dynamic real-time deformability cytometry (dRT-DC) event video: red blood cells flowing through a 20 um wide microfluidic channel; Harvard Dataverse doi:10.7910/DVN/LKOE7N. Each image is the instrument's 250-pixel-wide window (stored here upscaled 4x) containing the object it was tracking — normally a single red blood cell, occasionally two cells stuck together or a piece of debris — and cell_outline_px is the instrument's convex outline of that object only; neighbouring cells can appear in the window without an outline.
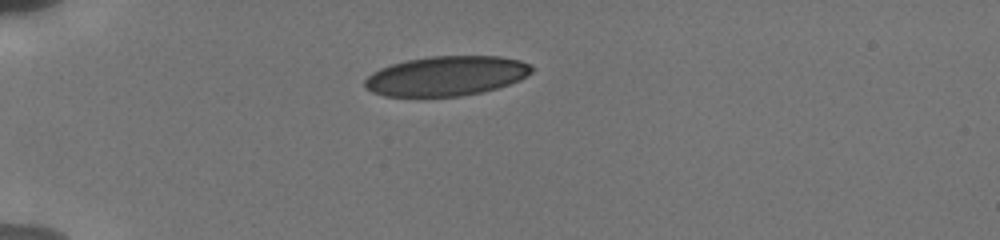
{"species": "human", "species_latin": "Homo sapiens", "temperature_condition": "cold", "stored_images_in_passage": 3, "camera_frame_rate_fps": 3000, "um_per_image_px": 0.085, "donor": {"sex": "male"}, "frame": {"image": 1, "passage_image": 1, "time_ms": 0.0, "image_size_px": [1000, 240], "cell_outline_px": [[532, 72], [520, 80], [496, 88], [480, 92], [460, 96], [384, 96], [372, 92], [364, 88], [364, 80], [372, 72], [380, 68], [404, 60], [432, 56], [500, 56], [520, 60], [532, 64]], "centroid_in_image_um": [37.92, 6.45], "position_along_channel_um": 47.1, "area_um2": 38.67}}